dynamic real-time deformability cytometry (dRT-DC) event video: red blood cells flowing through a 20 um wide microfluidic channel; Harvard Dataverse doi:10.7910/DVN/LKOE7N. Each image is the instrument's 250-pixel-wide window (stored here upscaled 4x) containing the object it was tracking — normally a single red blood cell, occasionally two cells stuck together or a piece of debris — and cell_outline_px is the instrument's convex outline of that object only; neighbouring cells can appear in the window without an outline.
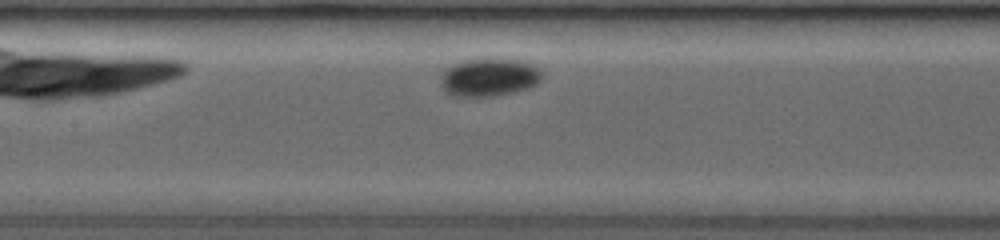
{"species": "common noctule bat (a hibernating species)", "species_latin": "Nyctalus noctula", "temperature_condition": "room temperature", "stored_images_in_passage": 14, "camera_frame_rate_fps": 3500, "um_per_image_px": 0.085, "animal": {"sex": "female", "body_mass_g": 19.0, "forearm_length_mm": 53.3}, "frame": {"image": 1, "passage_image": 12, "time_ms": 3.143, "image_size_px": [1000, 240], "cell_outline_px": [[540, 80], [536, 84], [528, 88], [508, 92], [484, 96], [460, 96], [448, 92], [440, 84], [440, 76], [444, 68], [452, 64], [464, 60], [484, 56], [496, 56], [520, 60], [532, 64], [540, 72]], "centroid_in_image_um": [41.52, 6.49], "position_along_channel_um": 165.9, "area_um2": 22.66}}